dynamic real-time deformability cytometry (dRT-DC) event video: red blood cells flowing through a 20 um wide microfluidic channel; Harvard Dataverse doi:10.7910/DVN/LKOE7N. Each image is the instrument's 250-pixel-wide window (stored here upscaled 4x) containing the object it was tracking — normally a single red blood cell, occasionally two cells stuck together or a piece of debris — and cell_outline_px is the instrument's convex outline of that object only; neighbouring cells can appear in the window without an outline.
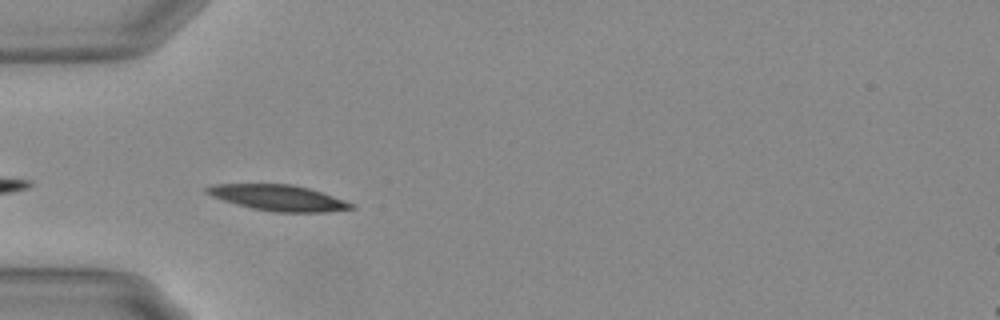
{"species": "Egyptian fruit bat (a non-hibernating species)", "species_latin": "Rousettus aegyptiacus", "temperature_condition": "warm", "stored_images_in_passage": 40, "camera_frame_rate_fps": 3000, "um_per_image_px": 0.085, "animal": {"sex": "female"}, "frame": {"image": 1, "passage_image": 2, "time_ms": 0.333, "image_size_px": [1000, 320], "cell_outline_px": [[356, 208], [328, 212], [272, 212], [252, 208], [236, 204], [212, 196], [204, 192], [204, 188], [216, 184], [292, 184], [308, 188], [344, 200], [352, 204]], "centroid_in_image_um": [23.64, 16.82], "position_along_channel_um": 61.4, "area_um2": 21.56}}
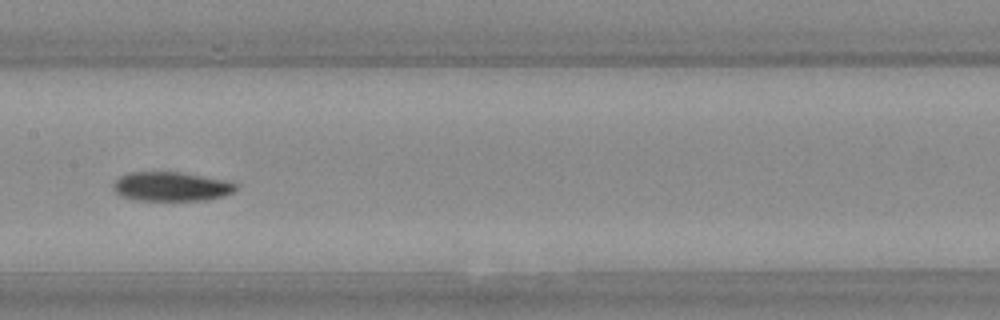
{"frame": {"image": 2, "passage_image": 13, "time_ms": 4.0, "image_size_px": [1000, 320], "cell_outline_px": [[236, 188], [232, 192], [224, 196], [208, 200], [132, 200], [120, 196], [112, 188], [112, 184], [120, 176], [132, 172], [180, 172], [224, 180], [236, 184]], "centroid_in_image_um": [14.51, 15.86], "position_along_channel_um": 192.9, "area_um2": 20.81}}
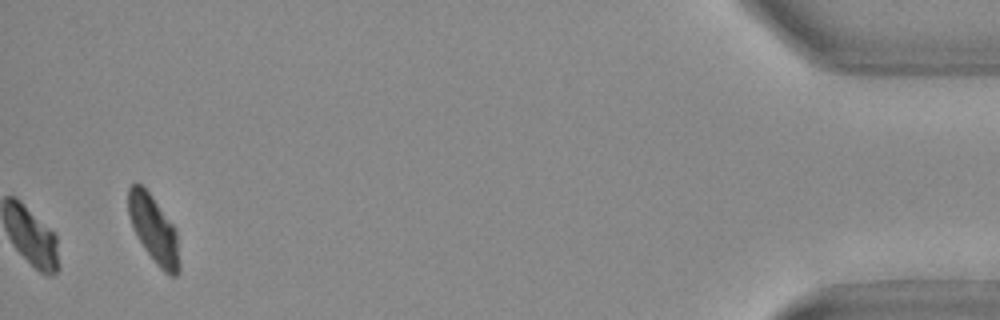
{"frame": {"image": 3, "passage_image": 38, "time_ms": 12.333, "image_size_px": [1000, 320], "cell_outline_px": [[180, 272], [176, 276], [172, 276], [164, 272], [156, 264], [144, 248], [128, 216], [128, 188], [132, 184], [140, 184], [148, 192], [172, 224], [176, 232], [180, 264]], "centroid_in_image_um": [13.08, 19.53], "position_along_channel_um": 422.1, "area_um2": 19.54}, "authors_computed_cell_mechanics": {"area_um2": 20.8369, "velocity_mm_per_s": 3.6777, "shape_relaxation_time_tau1_ms": 4.1085, "shape_relaxation_time_tau2_ms": 3.7317, "deformation_change_tau1": 0.1666, "deformation_change_tau2": 0.0847}}